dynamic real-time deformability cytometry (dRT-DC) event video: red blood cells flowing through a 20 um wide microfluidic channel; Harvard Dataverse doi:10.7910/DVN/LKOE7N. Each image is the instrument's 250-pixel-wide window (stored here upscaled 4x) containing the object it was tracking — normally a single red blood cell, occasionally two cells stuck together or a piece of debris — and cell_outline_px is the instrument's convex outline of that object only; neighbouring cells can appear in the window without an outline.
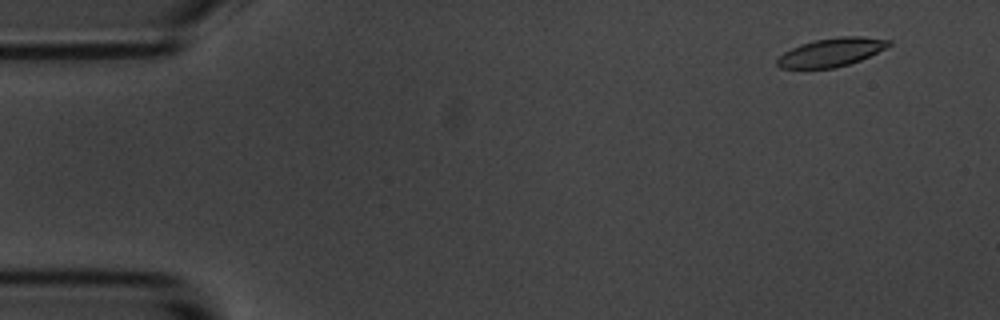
{"species": "common noctule bat (a hibernating species)", "species_latin": "Nyctalus noctula", "temperature_condition": "room temperature", "stored_images_in_passage": 6, "camera_frame_rate_fps": 3000, "um_per_image_px": 0.085, "animal": {"sex": "male", "body_mass_g": 20.1, "forearm_length_mm": 53.5}, "frame": {"image": 1, "passage_image": 3, "time_ms": 0.667, "image_size_px": [1000, 320], "cell_outline_px": [[892, 44], [860, 60], [848, 64], [832, 68], [780, 68], [776, 64], [776, 60], [784, 52], [800, 44], [816, 40], [840, 36], [860, 36], [892, 40]], "centroid_in_image_um": [70.65, 4.43], "position_along_channel_um": 14.4, "area_um2": 18.26}}